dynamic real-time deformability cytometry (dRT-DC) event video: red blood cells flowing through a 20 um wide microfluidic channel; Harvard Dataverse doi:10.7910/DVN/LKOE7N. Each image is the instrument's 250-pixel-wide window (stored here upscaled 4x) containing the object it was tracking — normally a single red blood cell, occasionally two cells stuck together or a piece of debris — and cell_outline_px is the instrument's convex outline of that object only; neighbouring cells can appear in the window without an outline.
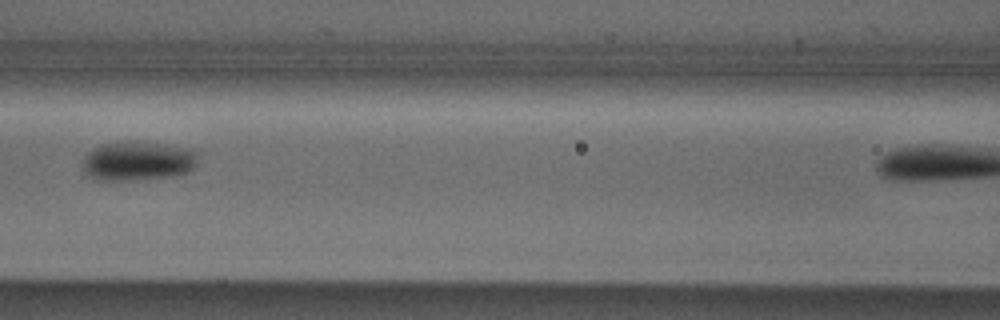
{"species": "Egyptian fruit bat (a non-hibernating species)", "species_latin": "Rousettus aegyptiacus", "temperature_condition": "cold", "stored_images_in_passage": 8, "camera_frame_rate_fps": 3000, "um_per_image_px": 0.085, "animal": {"sex": "male"}, "frame": {"image": 1, "passage_image": 6, "time_ms": 1.667, "image_size_px": [1000, 320], "cell_outline_px": [[196, 164], [188, 172], [172, 176], [128, 180], [100, 180], [88, 176], [84, 168], [84, 156], [88, 152], [100, 144], [128, 140], [168, 144], [192, 148], [196, 152]], "centroid_in_image_um": [11.72, 13.65], "position_along_channel_um": 154.9, "area_um2": 26.53}}
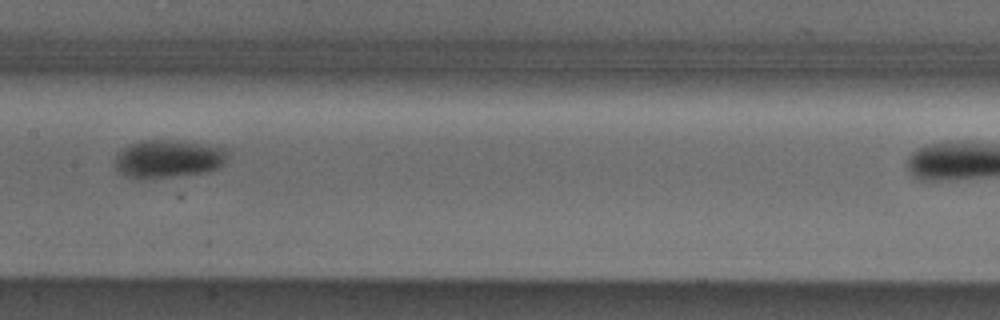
{"frame": {"image": 2, "passage_image": 7, "time_ms": 2.0, "image_size_px": [1000, 320], "cell_outline_px": [[224, 164], [220, 168], [208, 172], [144, 180], [140, 180], [124, 176], [116, 172], [116, 152], [140, 140], [168, 140], [224, 148]], "centroid_in_image_um": [14.2, 13.55], "position_along_channel_um": 193.2, "area_um2": 24.85}}